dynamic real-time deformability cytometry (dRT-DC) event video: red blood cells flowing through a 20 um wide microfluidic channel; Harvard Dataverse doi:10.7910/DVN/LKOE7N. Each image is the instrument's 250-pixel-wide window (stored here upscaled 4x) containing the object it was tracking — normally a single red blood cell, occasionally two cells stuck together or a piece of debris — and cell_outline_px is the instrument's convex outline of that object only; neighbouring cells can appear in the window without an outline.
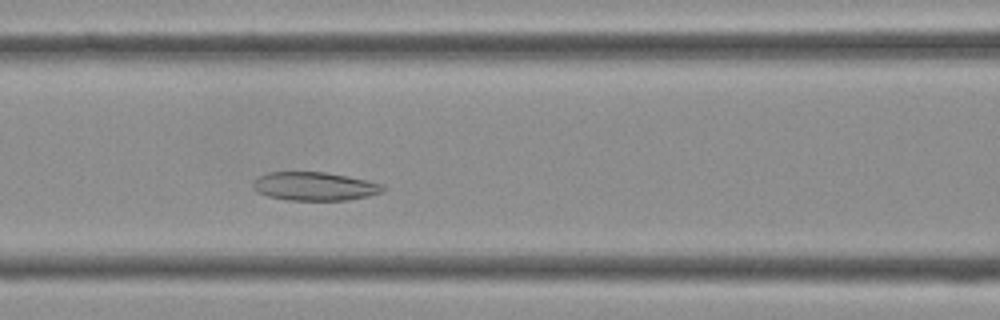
{"species": "Egyptian fruit bat (a non-hibernating species)", "species_latin": "Rousettus aegyptiacus", "temperature_condition": "cold", "stored_images_in_passage": 36, "camera_frame_rate_fps": 3000, "um_per_image_px": 0.085, "frame": {"image": 1, "passage_image": 12, "time_ms": 3.667, "image_size_px": [1000, 320], "cell_outline_px": [[384, 188], [380, 192], [368, 196], [348, 200], [288, 200], [268, 196], [256, 192], [252, 188], [252, 184], [260, 176], [268, 172], [324, 172], [348, 176], [368, 180], [384, 184]], "centroid_in_image_um": [26.73, 15.83], "position_along_channel_um": 139.9, "area_um2": 21.56}}
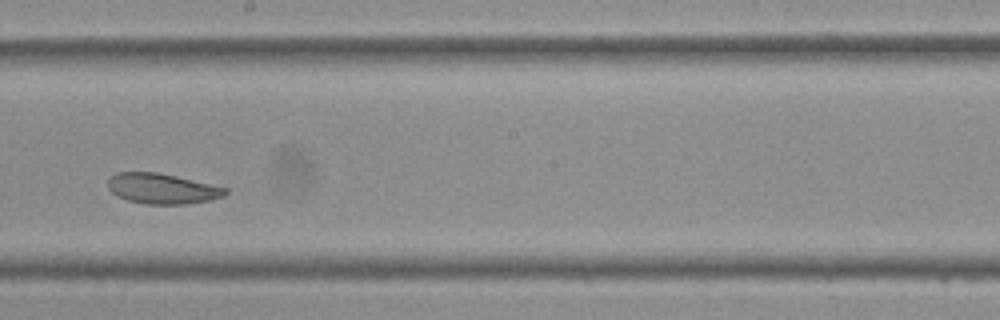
{"frame": {"image": 2, "passage_image": 18, "time_ms": 5.667, "image_size_px": [1000, 320], "cell_outline_px": [[228, 192], [224, 196], [208, 200], [184, 204], [148, 204], [128, 200], [116, 196], [108, 188], [108, 180], [116, 172], [156, 172], [176, 176], [228, 188]], "centroid_in_image_um": [13.77, 16.03], "position_along_channel_um": 234.4, "area_um2": 20.63}}
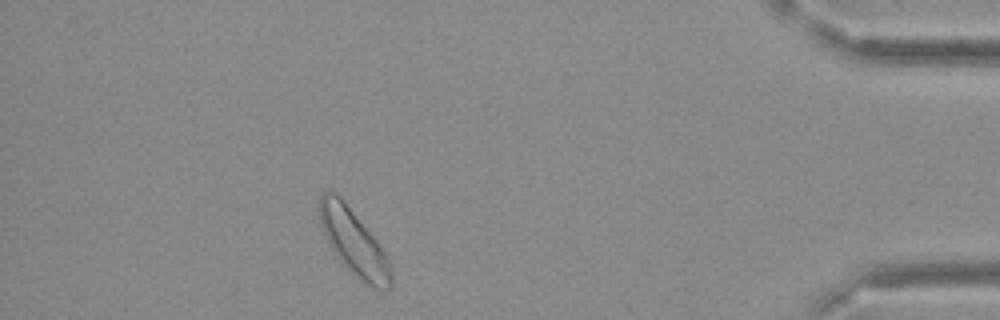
{"frame": {"image": 3, "passage_image": 32, "time_ms": 10.333, "image_size_px": [1000, 320], "cell_outline_px": [[392, 284], [388, 288], [380, 292], [372, 288], [360, 280], [336, 256], [324, 236], [320, 224], [316, 204], [320, 192], [336, 192], [340, 196], [376, 240], [384, 252], [392, 268]], "centroid_in_image_um": [30.03, 20.58], "position_along_channel_um": 405.2, "area_um2": 27.57}}